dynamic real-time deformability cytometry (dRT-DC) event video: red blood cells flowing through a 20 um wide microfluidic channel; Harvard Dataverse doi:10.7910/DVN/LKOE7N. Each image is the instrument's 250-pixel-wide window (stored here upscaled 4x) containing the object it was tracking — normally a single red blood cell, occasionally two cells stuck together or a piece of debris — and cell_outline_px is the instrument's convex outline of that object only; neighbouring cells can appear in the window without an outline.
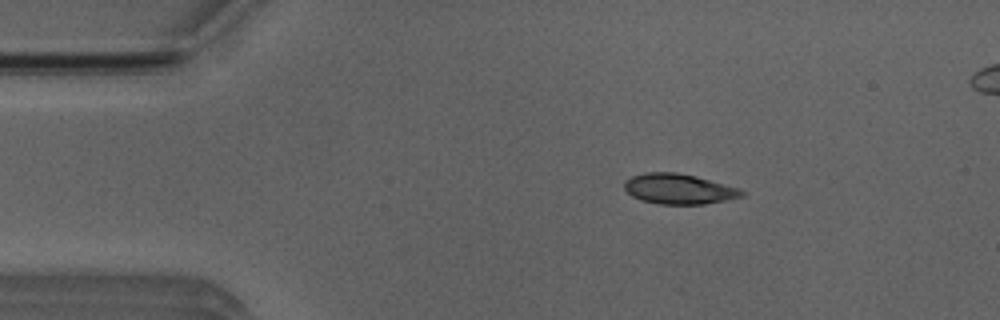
{"species": "Egyptian fruit bat (a non-hibernating species)", "species_latin": "Rousettus aegyptiacus", "temperature_condition": "room temperature", "stored_images_in_passage": 3, "camera_frame_rate_fps": 3000, "um_per_image_px": 0.085, "animal": {"sex": "male"}, "frame": {"image": 1, "passage_image": 1, "time_ms": 0.0, "image_size_px": [1000, 320], "cell_outline_px": [[744, 196], [704, 204], [660, 204], [640, 200], [632, 196], [624, 188], [624, 180], [632, 176], [644, 172], [676, 172], [696, 176], [740, 188], [744, 192]], "centroid_in_image_um": [57.68, 16.05], "position_along_channel_um": 27.3, "area_um2": 20.75}}